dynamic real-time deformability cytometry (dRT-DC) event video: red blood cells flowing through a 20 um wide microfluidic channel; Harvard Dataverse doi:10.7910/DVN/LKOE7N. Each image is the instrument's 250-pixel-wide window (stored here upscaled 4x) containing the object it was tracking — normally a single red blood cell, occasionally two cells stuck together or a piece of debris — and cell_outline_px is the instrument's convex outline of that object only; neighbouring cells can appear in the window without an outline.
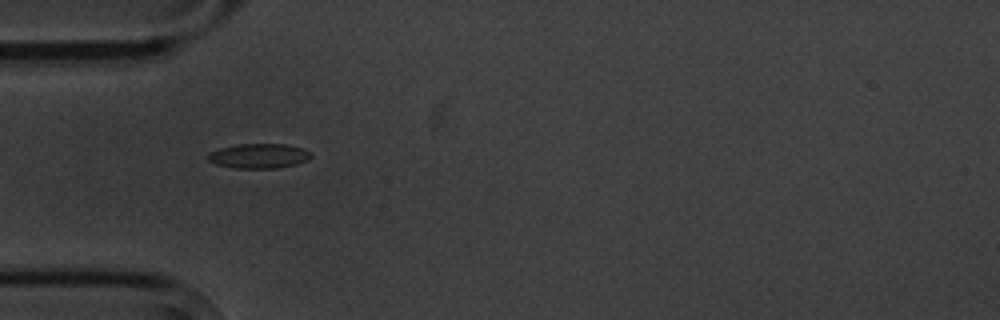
{"species": "common noctule bat (a hibernating species)", "species_latin": "Nyctalus noctula", "temperature_condition": "cold", "stored_images_in_passage": 13, "camera_frame_rate_fps": 3000, "um_per_image_px": 0.085, "animal": {"sex": "male", "body_mass_g": 20.1, "forearm_length_mm": 53.5}, "frame": {"image": 1, "passage_image": 3, "time_ms": 3.0, "image_size_px": [1000, 320], "cell_outline_px": [[312, 156], [308, 160], [296, 164], [276, 168], [232, 168], [216, 164], [208, 160], [204, 156], [208, 152], [220, 148], [236, 144], [284, 144], [300, 148], [312, 152]], "centroid_in_image_um": [21.95, 13.25], "position_along_channel_um": 63.0, "area_um2": 14.97}}
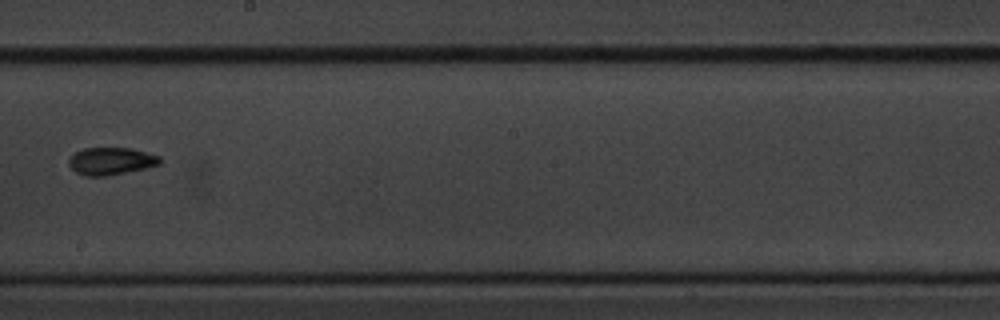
{"frame": {"image": 2, "passage_image": 7, "time_ms": 8.0, "image_size_px": [1000, 320], "cell_outline_px": [[160, 164], [144, 168], [104, 176], [84, 176], [76, 172], [68, 164], [68, 160], [76, 152], [84, 148], [132, 148], [160, 156]], "centroid_in_image_um": [9.42, 13.69], "position_along_channel_um": 238.8, "area_um2": 14.33}}
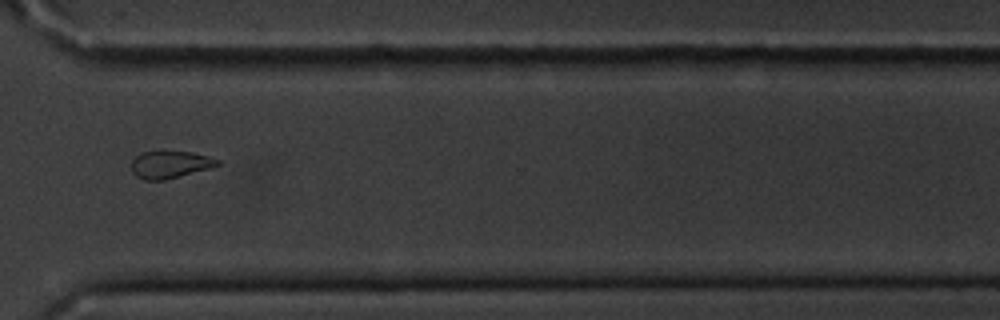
{"frame": {"image": 3, "passage_image": 10, "time_ms": 11.333, "image_size_px": [1000, 320], "cell_outline_px": [[220, 164], [212, 168], [164, 180], [144, 180], [136, 176], [132, 172], [132, 160], [136, 156], [144, 152], [192, 152], [220, 160]], "centroid_in_image_um": [14.46, 14.0], "position_along_channel_um": 356.1, "area_um2": 13.53}, "authors_computed_cell_mechanics": {"area_um2": 14.3344, "velocity_mm_per_s": 3.5247, "shape_relaxation_time_tau1_ms": 5.33, "shape_relaxation_time_tau2_ms": null, "deformation_change_tau1": 0.1077, "deformation_change_tau2": null}}